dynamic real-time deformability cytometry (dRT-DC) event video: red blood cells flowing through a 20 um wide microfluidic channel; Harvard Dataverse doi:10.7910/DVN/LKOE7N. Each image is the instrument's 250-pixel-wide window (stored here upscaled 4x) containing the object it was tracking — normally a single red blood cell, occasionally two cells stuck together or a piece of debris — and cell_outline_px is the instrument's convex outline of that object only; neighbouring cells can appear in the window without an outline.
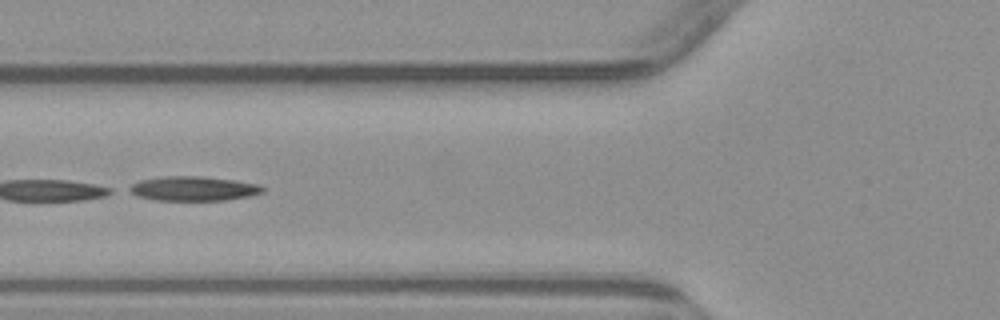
{"species": "common noctule bat (a hibernating species)", "species_latin": "Nyctalus noctula", "temperature_condition": "warm", "stored_images_in_passage": 7, "camera_frame_rate_fps": 3000, "um_per_image_px": 0.085, "animal": {"sex": "male", "body_mass_g": 23.1, "forearm_length_mm": 52.7}, "frame": {"image": 1, "passage_image": 4, "time_ms": 4.667, "image_size_px": [1000, 320], "cell_outline_px": [[264, 192], [248, 196], [224, 200], [156, 200], [136, 196], [128, 192], [124, 188], [140, 180], [164, 176], [200, 176], [236, 180], [260, 184], [264, 188]], "centroid_in_image_um": [16.39, 16.02], "position_along_channel_um": 109.4, "area_um2": 19.19}}
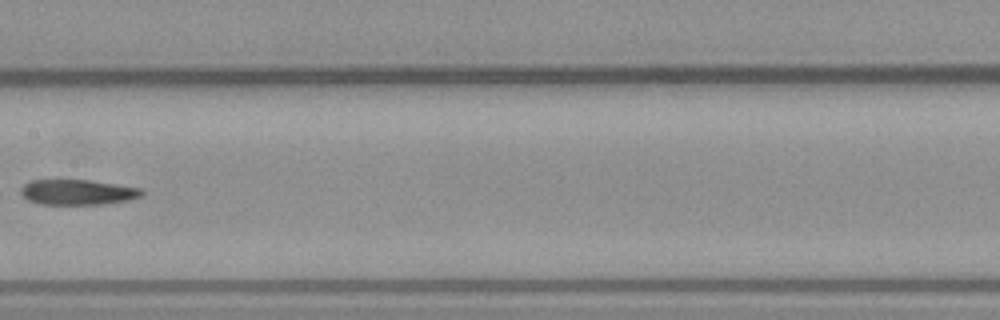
{"frame": {"image": 2, "passage_image": 6, "time_ms": 7.0, "image_size_px": [1000, 320], "cell_outline_px": [[144, 192], [140, 196], [128, 200], [104, 204], [40, 204], [28, 200], [20, 192], [20, 188], [24, 184], [32, 180], [88, 180], [140, 188]], "centroid_in_image_um": [6.57, 16.33], "position_along_channel_um": 200.8, "area_um2": 17.63}}
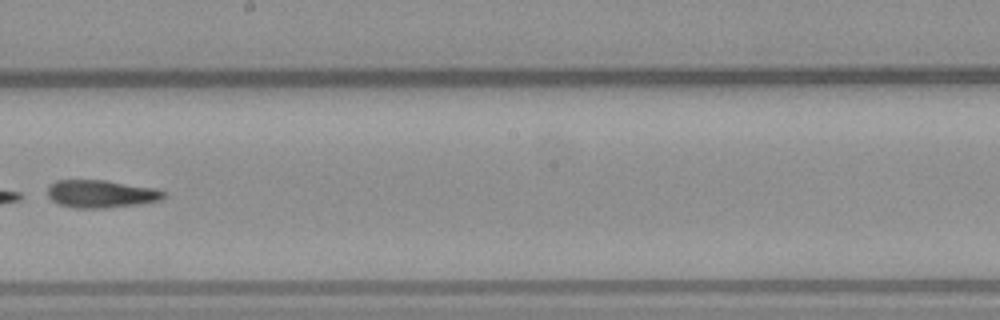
{"frame": {"image": 3, "passage_image": 7, "time_ms": 8.0, "image_size_px": [1000, 320], "cell_outline_px": [[168, 192], [160, 200], [140, 204], [104, 208], [76, 208], [60, 204], [52, 200], [48, 196], [48, 188], [56, 180], [104, 180], [156, 188]], "centroid_in_image_um": [8.63, 16.47], "position_along_channel_um": 239.6, "area_um2": 18.73}}